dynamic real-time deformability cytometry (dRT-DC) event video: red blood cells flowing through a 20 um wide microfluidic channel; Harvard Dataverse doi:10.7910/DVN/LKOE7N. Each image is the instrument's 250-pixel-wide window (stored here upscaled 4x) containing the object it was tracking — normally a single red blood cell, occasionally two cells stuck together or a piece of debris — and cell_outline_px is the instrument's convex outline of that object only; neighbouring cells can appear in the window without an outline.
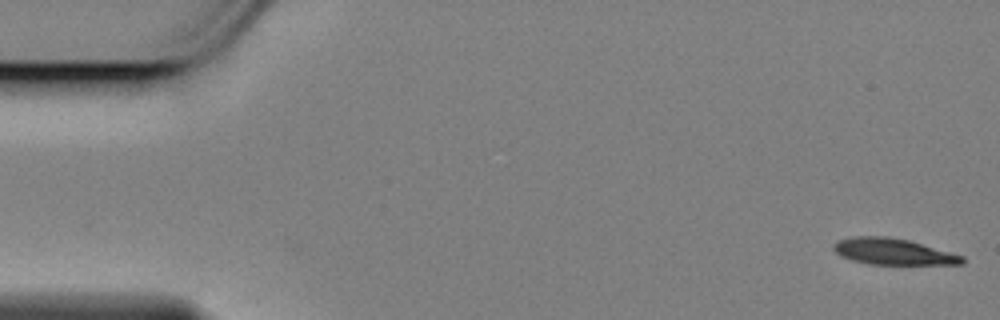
{"species": "Egyptian fruit bat (a non-hibernating species)", "species_latin": "Rousettus aegyptiacus", "temperature_condition": "cold", "stored_images_in_passage": 57, "camera_frame_rate_fps": 3000, "um_per_image_px": 0.085, "animal": {"sex": "female"}, "frame": {"image": 1, "passage_image": 1, "time_ms": 0.0, "image_size_px": [1000, 320], "cell_outline_px": [[964, 264], [868, 264], [852, 260], [840, 256], [832, 248], [832, 244], [836, 240], [856, 236], [888, 236], [908, 240], [964, 256]], "centroid_in_image_um": [75.86, 21.38], "position_along_channel_um": 9.1, "area_um2": 19.65}}
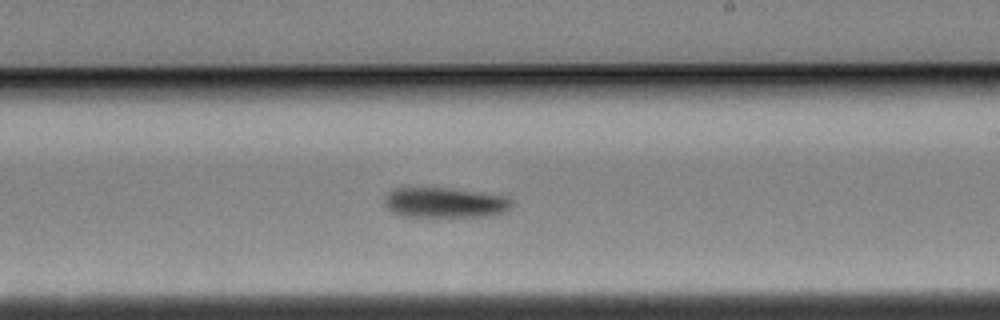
{"frame": {"image": 2, "passage_image": 33, "time_ms": 10.667, "image_size_px": [1000, 320], "cell_outline_px": [[512, 204], [504, 212], [488, 216], [404, 216], [392, 212], [384, 204], [384, 200], [388, 192], [396, 188], [448, 188], [508, 196], [512, 200]], "centroid_in_image_um": [37.82, 17.22], "position_along_channel_um": 251.2, "area_um2": 22.2}}
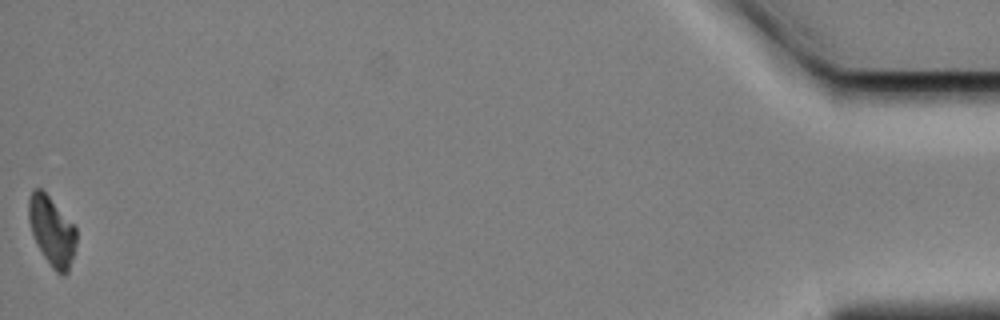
{"frame": {"image": 3, "passage_image": 57, "time_ms": 18.667, "image_size_px": [1000, 320], "cell_outline_px": [[76, 244], [68, 272], [64, 276], [60, 276], [52, 268], [36, 244], [28, 220], [28, 200], [32, 188], [40, 188], [48, 196], [76, 228]], "centroid_in_image_um": [4.39, 19.66], "position_along_channel_um": 430.8, "area_um2": 19.07}, "authors_computed_cell_mechanics": {"area_um2": 21.7906, "velocity_mm_per_s": 3.4467, "shape_relaxation_time_tau1_ms": 1.8832, "shape_relaxation_time_tau2_ms": null, "deformation_change_tau1": 0.1052, "deformation_change_tau2": null}}